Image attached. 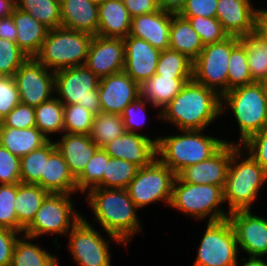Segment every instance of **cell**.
<instances>
[{"mask_svg":"<svg viewBox=\"0 0 267 266\" xmlns=\"http://www.w3.org/2000/svg\"><path fill=\"white\" fill-rule=\"evenodd\" d=\"M158 114L178 131L205 130L221 116V97L192 79Z\"/></svg>","mask_w":267,"mask_h":266,"instance_id":"cell-1","label":"cell"},{"mask_svg":"<svg viewBox=\"0 0 267 266\" xmlns=\"http://www.w3.org/2000/svg\"><path fill=\"white\" fill-rule=\"evenodd\" d=\"M87 204L96 217V222L108 234L111 241L128 245L130 238L140 232L137 207L126 189L93 188L86 193Z\"/></svg>","mask_w":267,"mask_h":266,"instance_id":"cell-2","label":"cell"},{"mask_svg":"<svg viewBox=\"0 0 267 266\" xmlns=\"http://www.w3.org/2000/svg\"><path fill=\"white\" fill-rule=\"evenodd\" d=\"M180 135L157 137V158L176 175L184 168L209 159L227 140L204 134V130H182ZM203 132V133H202Z\"/></svg>","mask_w":267,"mask_h":266,"instance_id":"cell-3","label":"cell"},{"mask_svg":"<svg viewBox=\"0 0 267 266\" xmlns=\"http://www.w3.org/2000/svg\"><path fill=\"white\" fill-rule=\"evenodd\" d=\"M245 153L246 151L237 142H232V156L223 189L224 202H228L227 210L230 213L237 210H251L252 203L267 181V172L249 153L244 157Z\"/></svg>","mask_w":267,"mask_h":266,"instance_id":"cell-4","label":"cell"},{"mask_svg":"<svg viewBox=\"0 0 267 266\" xmlns=\"http://www.w3.org/2000/svg\"><path fill=\"white\" fill-rule=\"evenodd\" d=\"M231 110L239 128L238 145L267 126V95L263 83L239 86L221 97V114Z\"/></svg>","mask_w":267,"mask_h":266,"instance_id":"cell-5","label":"cell"},{"mask_svg":"<svg viewBox=\"0 0 267 266\" xmlns=\"http://www.w3.org/2000/svg\"><path fill=\"white\" fill-rule=\"evenodd\" d=\"M92 35L63 27L49 29L35 58L53 72L83 66Z\"/></svg>","mask_w":267,"mask_h":266,"instance_id":"cell-6","label":"cell"},{"mask_svg":"<svg viewBox=\"0 0 267 266\" xmlns=\"http://www.w3.org/2000/svg\"><path fill=\"white\" fill-rule=\"evenodd\" d=\"M222 203L225 204L221 186L185 183L176 176L170 208L198 220L209 218L207 222H216L228 219L230 214L221 209Z\"/></svg>","mask_w":267,"mask_h":266,"instance_id":"cell-7","label":"cell"},{"mask_svg":"<svg viewBox=\"0 0 267 266\" xmlns=\"http://www.w3.org/2000/svg\"><path fill=\"white\" fill-rule=\"evenodd\" d=\"M100 78L85 65L55 72L57 98L63 105L78 104L97 115L102 112L98 87Z\"/></svg>","mask_w":267,"mask_h":266,"instance_id":"cell-8","label":"cell"},{"mask_svg":"<svg viewBox=\"0 0 267 266\" xmlns=\"http://www.w3.org/2000/svg\"><path fill=\"white\" fill-rule=\"evenodd\" d=\"M73 194L49 193L39 210L36 212L32 222L24 229L23 233L32 239L42 235L64 236L80 221L83 217L76 213L73 200Z\"/></svg>","mask_w":267,"mask_h":266,"instance_id":"cell-9","label":"cell"},{"mask_svg":"<svg viewBox=\"0 0 267 266\" xmlns=\"http://www.w3.org/2000/svg\"><path fill=\"white\" fill-rule=\"evenodd\" d=\"M239 43L240 38L228 36L223 41L204 45L193 61L192 79L222 97L227 92L229 57Z\"/></svg>","mask_w":267,"mask_h":266,"instance_id":"cell-10","label":"cell"},{"mask_svg":"<svg viewBox=\"0 0 267 266\" xmlns=\"http://www.w3.org/2000/svg\"><path fill=\"white\" fill-rule=\"evenodd\" d=\"M176 174L158 158L139 168L126 190L136 207L142 208L158 201L170 206Z\"/></svg>","mask_w":267,"mask_h":266,"instance_id":"cell-11","label":"cell"},{"mask_svg":"<svg viewBox=\"0 0 267 266\" xmlns=\"http://www.w3.org/2000/svg\"><path fill=\"white\" fill-rule=\"evenodd\" d=\"M238 243L228 219L208 222L192 266H235Z\"/></svg>","mask_w":267,"mask_h":266,"instance_id":"cell-12","label":"cell"},{"mask_svg":"<svg viewBox=\"0 0 267 266\" xmlns=\"http://www.w3.org/2000/svg\"><path fill=\"white\" fill-rule=\"evenodd\" d=\"M67 236L68 248L79 266H112L110 241L103 238L85 217L80 219Z\"/></svg>","mask_w":267,"mask_h":266,"instance_id":"cell-13","label":"cell"},{"mask_svg":"<svg viewBox=\"0 0 267 266\" xmlns=\"http://www.w3.org/2000/svg\"><path fill=\"white\" fill-rule=\"evenodd\" d=\"M13 77L22 104L36 107L54 96L55 72L46 68L35 57H28Z\"/></svg>","mask_w":267,"mask_h":266,"instance_id":"cell-14","label":"cell"},{"mask_svg":"<svg viewBox=\"0 0 267 266\" xmlns=\"http://www.w3.org/2000/svg\"><path fill=\"white\" fill-rule=\"evenodd\" d=\"M238 243L239 251L249 257L267 255V219L256 216L251 210H237L229 214Z\"/></svg>","mask_w":267,"mask_h":266,"instance_id":"cell-15","label":"cell"},{"mask_svg":"<svg viewBox=\"0 0 267 266\" xmlns=\"http://www.w3.org/2000/svg\"><path fill=\"white\" fill-rule=\"evenodd\" d=\"M84 65L99 78L124 71V39L93 36Z\"/></svg>","mask_w":267,"mask_h":266,"instance_id":"cell-16","label":"cell"},{"mask_svg":"<svg viewBox=\"0 0 267 266\" xmlns=\"http://www.w3.org/2000/svg\"><path fill=\"white\" fill-rule=\"evenodd\" d=\"M231 156L232 141L226 142L209 159L182 169L176 176L185 183L215 185L224 189Z\"/></svg>","mask_w":267,"mask_h":266,"instance_id":"cell-17","label":"cell"},{"mask_svg":"<svg viewBox=\"0 0 267 266\" xmlns=\"http://www.w3.org/2000/svg\"><path fill=\"white\" fill-rule=\"evenodd\" d=\"M98 93L103 113L121 115L140 96V85L122 71L100 78Z\"/></svg>","mask_w":267,"mask_h":266,"instance_id":"cell-18","label":"cell"},{"mask_svg":"<svg viewBox=\"0 0 267 266\" xmlns=\"http://www.w3.org/2000/svg\"><path fill=\"white\" fill-rule=\"evenodd\" d=\"M259 8L251 0H218L216 19L228 36H250L258 24Z\"/></svg>","mask_w":267,"mask_h":266,"instance_id":"cell-19","label":"cell"},{"mask_svg":"<svg viewBox=\"0 0 267 266\" xmlns=\"http://www.w3.org/2000/svg\"><path fill=\"white\" fill-rule=\"evenodd\" d=\"M124 72L139 85L155 75L160 50L147 41L128 35L124 38Z\"/></svg>","mask_w":267,"mask_h":266,"instance_id":"cell-20","label":"cell"},{"mask_svg":"<svg viewBox=\"0 0 267 266\" xmlns=\"http://www.w3.org/2000/svg\"><path fill=\"white\" fill-rule=\"evenodd\" d=\"M157 139L141 133H129L107 143L103 149L113 158L124 159L140 168L149 165L155 158Z\"/></svg>","mask_w":267,"mask_h":266,"instance_id":"cell-21","label":"cell"},{"mask_svg":"<svg viewBox=\"0 0 267 266\" xmlns=\"http://www.w3.org/2000/svg\"><path fill=\"white\" fill-rule=\"evenodd\" d=\"M170 26L171 13L159 9L132 18L129 35L147 41L160 51L167 50L169 49Z\"/></svg>","mask_w":267,"mask_h":266,"instance_id":"cell-22","label":"cell"},{"mask_svg":"<svg viewBox=\"0 0 267 266\" xmlns=\"http://www.w3.org/2000/svg\"><path fill=\"white\" fill-rule=\"evenodd\" d=\"M63 133L61 139L55 142L56 149L61 153L70 173L76 179L99 147L89 135Z\"/></svg>","mask_w":267,"mask_h":266,"instance_id":"cell-23","label":"cell"},{"mask_svg":"<svg viewBox=\"0 0 267 266\" xmlns=\"http://www.w3.org/2000/svg\"><path fill=\"white\" fill-rule=\"evenodd\" d=\"M61 27L97 35L98 5L88 0H60Z\"/></svg>","mask_w":267,"mask_h":266,"instance_id":"cell-24","label":"cell"},{"mask_svg":"<svg viewBox=\"0 0 267 266\" xmlns=\"http://www.w3.org/2000/svg\"><path fill=\"white\" fill-rule=\"evenodd\" d=\"M131 21L123 0H103L98 5L97 35L124 39L130 34Z\"/></svg>","mask_w":267,"mask_h":266,"instance_id":"cell-25","label":"cell"},{"mask_svg":"<svg viewBox=\"0 0 267 266\" xmlns=\"http://www.w3.org/2000/svg\"><path fill=\"white\" fill-rule=\"evenodd\" d=\"M11 15L16 25L18 47L28 57H35L46 39L49 28L16 6Z\"/></svg>","mask_w":267,"mask_h":266,"instance_id":"cell-26","label":"cell"},{"mask_svg":"<svg viewBox=\"0 0 267 266\" xmlns=\"http://www.w3.org/2000/svg\"><path fill=\"white\" fill-rule=\"evenodd\" d=\"M49 193H77L76 179L70 173L68 165L61 153L55 149L45 160L44 174L37 183Z\"/></svg>","mask_w":267,"mask_h":266,"instance_id":"cell-27","label":"cell"},{"mask_svg":"<svg viewBox=\"0 0 267 266\" xmlns=\"http://www.w3.org/2000/svg\"><path fill=\"white\" fill-rule=\"evenodd\" d=\"M190 80L192 77H167L155 74L140 84V96L155 109L159 108L161 112Z\"/></svg>","mask_w":267,"mask_h":266,"instance_id":"cell-28","label":"cell"},{"mask_svg":"<svg viewBox=\"0 0 267 266\" xmlns=\"http://www.w3.org/2000/svg\"><path fill=\"white\" fill-rule=\"evenodd\" d=\"M48 141L49 139L36 127L18 129L5 127L0 122V145L19 158L40 148Z\"/></svg>","mask_w":267,"mask_h":266,"instance_id":"cell-29","label":"cell"},{"mask_svg":"<svg viewBox=\"0 0 267 266\" xmlns=\"http://www.w3.org/2000/svg\"><path fill=\"white\" fill-rule=\"evenodd\" d=\"M204 45L189 21L171 13L169 49L185 55L192 62L199 56Z\"/></svg>","mask_w":267,"mask_h":266,"instance_id":"cell-30","label":"cell"},{"mask_svg":"<svg viewBox=\"0 0 267 266\" xmlns=\"http://www.w3.org/2000/svg\"><path fill=\"white\" fill-rule=\"evenodd\" d=\"M49 194L37 184H17L14 207L18 223L25 229L34 219L42 201Z\"/></svg>","mask_w":267,"mask_h":266,"instance_id":"cell-31","label":"cell"},{"mask_svg":"<svg viewBox=\"0 0 267 266\" xmlns=\"http://www.w3.org/2000/svg\"><path fill=\"white\" fill-rule=\"evenodd\" d=\"M22 235L16 241L11 266H57V256L31 243V237Z\"/></svg>","mask_w":267,"mask_h":266,"instance_id":"cell-32","label":"cell"},{"mask_svg":"<svg viewBox=\"0 0 267 266\" xmlns=\"http://www.w3.org/2000/svg\"><path fill=\"white\" fill-rule=\"evenodd\" d=\"M35 127L49 140L50 134L63 133L64 105L55 96L34 107Z\"/></svg>","mask_w":267,"mask_h":266,"instance_id":"cell-33","label":"cell"},{"mask_svg":"<svg viewBox=\"0 0 267 266\" xmlns=\"http://www.w3.org/2000/svg\"><path fill=\"white\" fill-rule=\"evenodd\" d=\"M126 132L122 115L101 112L94 116L89 136L98 147L103 148Z\"/></svg>","mask_w":267,"mask_h":266,"instance_id":"cell-34","label":"cell"},{"mask_svg":"<svg viewBox=\"0 0 267 266\" xmlns=\"http://www.w3.org/2000/svg\"><path fill=\"white\" fill-rule=\"evenodd\" d=\"M56 149L51 138L45 145L20 158V180L24 184H37L44 174L45 160Z\"/></svg>","mask_w":267,"mask_h":266,"instance_id":"cell-35","label":"cell"},{"mask_svg":"<svg viewBox=\"0 0 267 266\" xmlns=\"http://www.w3.org/2000/svg\"><path fill=\"white\" fill-rule=\"evenodd\" d=\"M16 7L29 13L49 29L61 27L60 0H15Z\"/></svg>","mask_w":267,"mask_h":266,"instance_id":"cell-36","label":"cell"},{"mask_svg":"<svg viewBox=\"0 0 267 266\" xmlns=\"http://www.w3.org/2000/svg\"><path fill=\"white\" fill-rule=\"evenodd\" d=\"M110 156L99 147L88 161L84 171L76 178L77 191L85 192L93 188H103V175Z\"/></svg>","mask_w":267,"mask_h":266,"instance_id":"cell-37","label":"cell"},{"mask_svg":"<svg viewBox=\"0 0 267 266\" xmlns=\"http://www.w3.org/2000/svg\"><path fill=\"white\" fill-rule=\"evenodd\" d=\"M139 168L132 162L110 157L106 163V173L103 175V188L126 189Z\"/></svg>","mask_w":267,"mask_h":266,"instance_id":"cell-38","label":"cell"},{"mask_svg":"<svg viewBox=\"0 0 267 266\" xmlns=\"http://www.w3.org/2000/svg\"><path fill=\"white\" fill-rule=\"evenodd\" d=\"M245 46L240 42L232 51L228 62L227 92L233 88L252 84Z\"/></svg>","mask_w":267,"mask_h":266,"instance_id":"cell-39","label":"cell"},{"mask_svg":"<svg viewBox=\"0 0 267 266\" xmlns=\"http://www.w3.org/2000/svg\"><path fill=\"white\" fill-rule=\"evenodd\" d=\"M193 62L182 53L167 49L160 52L155 74L167 77H192Z\"/></svg>","mask_w":267,"mask_h":266,"instance_id":"cell-40","label":"cell"},{"mask_svg":"<svg viewBox=\"0 0 267 266\" xmlns=\"http://www.w3.org/2000/svg\"><path fill=\"white\" fill-rule=\"evenodd\" d=\"M240 42L246 48L253 82L263 83L267 80V56L264 48L252 35L240 38Z\"/></svg>","mask_w":267,"mask_h":266,"instance_id":"cell-41","label":"cell"},{"mask_svg":"<svg viewBox=\"0 0 267 266\" xmlns=\"http://www.w3.org/2000/svg\"><path fill=\"white\" fill-rule=\"evenodd\" d=\"M95 114L78 104L64 105L63 132L89 135Z\"/></svg>","mask_w":267,"mask_h":266,"instance_id":"cell-42","label":"cell"},{"mask_svg":"<svg viewBox=\"0 0 267 266\" xmlns=\"http://www.w3.org/2000/svg\"><path fill=\"white\" fill-rule=\"evenodd\" d=\"M17 184H0V227L23 233L24 228L18 223L14 201Z\"/></svg>","mask_w":267,"mask_h":266,"instance_id":"cell-43","label":"cell"},{"mask_svg":"<svg viewBox=\"0 0 267 266\" xmlns=\"http://www.w3.org/2000/svg\"><path fill=\"white\" fill-rule=\"evenodd\" d=\"M189 21L192 28L200 36L203 45L223 41L228 35L221 23L216 18L208 17H183Z\"/></svg>","mask_w":267,"mask_h":266,"instance_id":"cell-44","label":"cell"},{"mask_svg":"<svg viewBox=\"0 0 267 266\" xmlns=\"http://www.w3.org/2000/svg\"><path fill=\"white\" fill-rule=\"evenodd\" d=\"M27 58L16 42L0 38V76H13Z\"/></svg>","mask_w":267,"mask_h":266,"instance_id":"cell-45","label":"cell"},{"mask_svg":"<svg viewBox=\"0 0 267 266\" xmlns=\"http://www.w3.org/2000/svg\"><path fill=\"white\" fill-rule=\"evenodd\" d=\"M149 102L139 96L132 103L127 105L123 111L122 118L124 126L129 133H138L136 130H140L145 124L146 109Z\"/></svg>","mask_w":267,"mask_h":266,"instance_id":"cell-46","label":"cell"},{"mask_svg":"<svg viewBox=\"0 0 267 266\" xmlns=\"http://www.w3.org/2000/svg\"><path fill=\"white\" fill-rule=\"evenodd\" d=\"M20 94L13 76H0V122L17 106Z\"/></svg>","mask_w":267,"mask_h":266,"instance_id":"cell-47","label":"cell"},{"mask_svg":"<svg viewBox=\"0 0 267 266\" xmlns=\"http://www.w3.org/2000/svg\"><path fill=\"white\" fill-rule=\"evenodd\" d=\"M20 182V158L0 145V184Z\"/></svg>","mask_w":267,"mask_h":266,"instance_id":"cell-48","label":"cell"},{"mask_svg":"<svg viewBox=\"0 0 267 266\" xmlns=\"http://www.w3.org/2000/svg\"><path fill=\"white\" fill-rule=\"evenodd\" d=\"M240 146L267 172V126Z\"/></svg>","mask_w":267,"mask_h":266,"instance_id":"cell-49","label":"cell"},{"mask_svg":"<svg viewBox=\"0 0 267 266\" xmlns=\"http://www.w3.org/2000/svg\"><path fill=\"white\" fill-rule=\"evenodd\" d=\"M5 127L26 129L35 127L34 107L19 103L1 121Z\"/></svg>","mask_w":267,"mask_h":266,"instance_id":"cell-50","label":"cell"},{"mask_svg":"<svg viewBox=\"0 0 267 266\" xmlns=\"http://www.w3.org/2000/svg\"><path fill=\"white\" fill-rule=\"evenodd\" d=\"M218 0H187L179 15L181 17L216 18Z\"/></svg>","mask_w":267,"mask_h":266,"instance_id":"cell-51","label":"cell"},{"mask_svg":"<svg viewBox=\"0 0 267 266\" xmlns=\"http://www.w3.org/2000/svg\"><path fill=\"white\" fill-rule=\"evenodd\" d=\"M18 238L19 232L0 227V266H11L13 251Z\"/></svg>","mask_w":267,"mask_h":266,"instance_id":"cell-52","label":"cell"},{"mask_svg":"<svg viewBox=\"0 0 267 266\" xmlns=\"http://www.w3.org/2000/svg\"><path fill=\"white\" fill-rule=\"evenodd\" d=\"M131 18L159 10L155 0H123Z\"/></svg>","mask_w":267,"mask_h":266,"instance_id":"cell-53","label":"cell"},{"mask_svg":"<svg viewBox=\"0 0 267 266\" xmlns=\"http://www.w3.org/2000/svg\"><path fill=\"white\" fill-rule=\"evenodd\" d=\"M16 25L12 15L0 18V38L16 42Z\"/></svg>","mask_w":267,"mask_h":266,"instance_id":"cell-54","label":"cell"},{"mask_svg":"<svg viewBox=\"0 0 267 266\" xmlns=\"http://www.w3.org/2000/svg\"><path fill=\"white\" fill-rule=\"evenodd\" d=\"M155 2L163 11L179 14L185 7L187 0H155Z\"/></svg>","mask_w":267,"mask_h":266,"instance_id":"cell-55","label":"cell"},{"mask_svg":"<svg viewBox=\"0 0 267 266\" xmlns=\"http://www.w3.org/2000/svg\"><path fill=\"white\" fill-rule=\"evenodd\" d=\"M251 35L262 45L267 56V31L258 23Z\"/></svg>","mask_w":267,"mask_h":266,"instance_id":"cell-56","label":"cell"},{"mask_svg":"<svg viewBox=\"0 0 267 266\" xmlns=\"http://www.w3.org/2000/svg\"><path fill=\"white\" fill-rule=\"evenodd\" d=\"M15 6V0H0V18L10 16Z\"/></svg>","mask_w":267,"mask_h":266,"instance_id":"cell-57","label":"cell"},{"mask_svg":"<svg viewBox=\"0 0 267 266\" xmlns=\"http://www.w3.org/2000/svg\"><path fill=\"white\" fill-rule=\"evenodd\" d=\"M242 260L245 261L243 266H267L263 257H249L248 259L242 258ZM235 266H238V263Z\"/></svg>","mask_w":267,"mask_h":266,"instance_id":"cell-58","label":"cell"},{"mask_svg":"<svg viewBox=\"0 0 267 266\" xmlns=\"http://www.w3.org/2000/svg\"><path fill=\"white\" fill-rule=\"evenodd\" d=\"M258 23L267 31V9L259 8Z\"/></svg>","mask_w":267,"mask_h":266,"instance_id":"cell-59","label":"cell"},{"mask_svg":"<svg viewBox=\"0 0 267 266\" xmlns=\"http://www.w3.org/2000/svg\"><path fill=\"white\" fill-rule=\"evenodd\" d=\"M89 2L99 5L103 0H88Z\"/></svg>","mask_w":267,"mask_h":266,"instance_id":"cell-60","label":"cell"},{"mask_svg":"<svg viewBox=\"0 0 267 266\" xmlns=\"http://www.w3.org/2000/svg\"><path fill=\"white\" fill-rule=\"evenodd\" d=\"M263 85L265 87L266 95H267V80L263 82Z\"/></svg>","mask_w":267,"mask_h":266,"instance_id":"cell-61","label":"cell"}]
</instances>
